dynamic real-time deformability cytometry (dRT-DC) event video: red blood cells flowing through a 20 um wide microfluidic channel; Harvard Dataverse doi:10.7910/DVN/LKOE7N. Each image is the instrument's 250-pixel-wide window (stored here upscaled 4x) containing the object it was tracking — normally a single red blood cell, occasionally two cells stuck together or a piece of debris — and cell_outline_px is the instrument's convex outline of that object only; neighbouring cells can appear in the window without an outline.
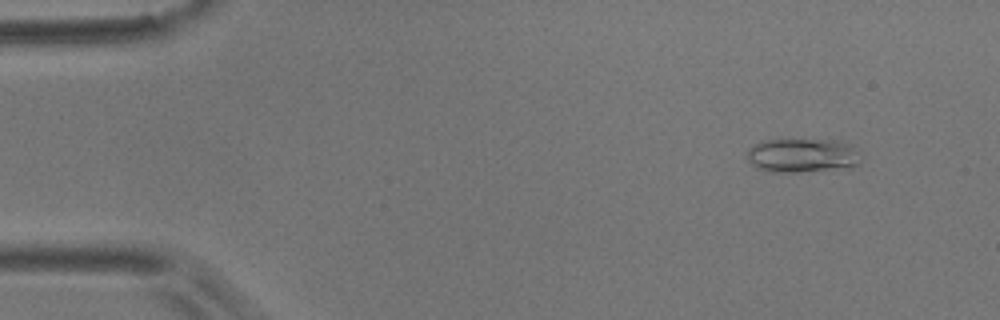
{"species": "common noctule bat (a hibernating species)", "species_latin": "Nyctalus noctula", "temperature_condition": "room temperature", "stored_images_in_passage": 5, "camera_frame_rate_fps": 3000, "um_per_image_px": 0.085, "animal": {"sex": "male", "body_mass_g": 17.9}, "frame": {"image": 1, "passage_image": 2, "time_ms": 1.333, "image_size_px": [1000, 320], "cell_outline_px": [[864, 156], [860, 164], [852, 168], [796, 172], [772, 172], [756, 168], [748, 160], [748, 148], [752, 144], [764, 140], [844, 140]], "centroid_in_image_um": [68.27, 13.22], "position_along_channel_um": 16.7, "area_um2": 23.12}}